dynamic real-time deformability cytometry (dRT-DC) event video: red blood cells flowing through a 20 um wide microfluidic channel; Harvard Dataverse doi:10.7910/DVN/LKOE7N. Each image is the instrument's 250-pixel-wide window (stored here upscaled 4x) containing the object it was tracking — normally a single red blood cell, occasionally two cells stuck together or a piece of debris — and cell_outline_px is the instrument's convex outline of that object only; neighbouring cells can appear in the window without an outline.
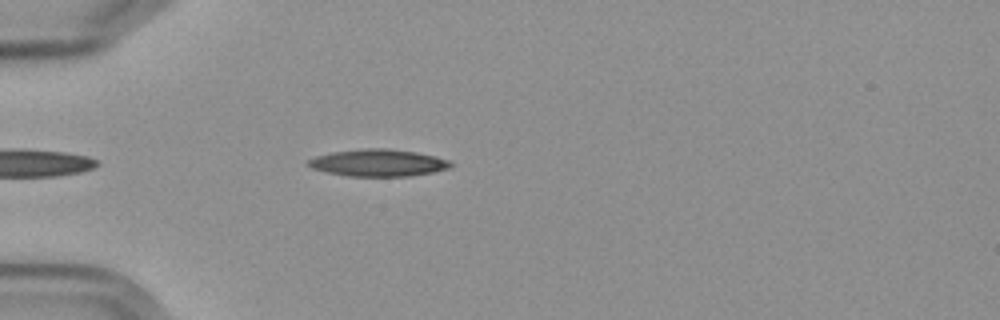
{"species": "Egyptian fruit bat (a non-hibernating species)", "species_latin": "Rousettus aegyptiacus", "temperature_condition": "cold", "stored_images_in_passage": 42, "camera_frame_rate_fps": 3000, "um_per_image_px": 0.085, "frame": {"image": 1, "passage_image": 5, "time_ms": 1.333, "image_size_px": [1000, 320], "cell_outline_px": [[452, 164], [448, 168], [432, 172], [408, 176], [348, 176], [328, 172], [312, 168], [308, 164], [308, 160], [316, 156], [332, 152], [368, 148], [388, 148], [416, 152], [436, 156], [448, 160]], "centroid_in_image_um": [32.15, 13.83], "position_along_channel_um": 52.8, "area_um2": 22.2}}
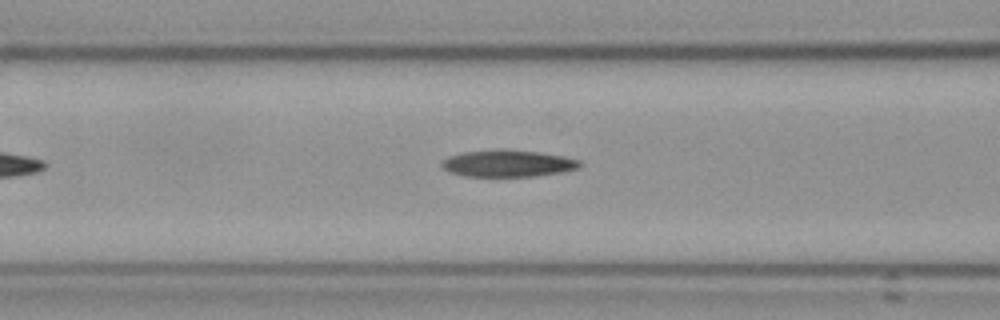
{"frame": {"image": 2, "passage_image": 12, "time_ms": 3.667, "image_size_px": [1000, 320], "cell_outline_px": [[584, 164], [580, 168], [560, 172], [532, 176], [464, 176], [448, 172], [440, 164], [440, 160], [448, 156], [460, 152], [500, 148], [536, 152], [560, 156], [580, 160]], "centroid_in_image_um": [43.1, 13.88], "position_along_channel_um": 123.5, "area_um2": 21.79}}
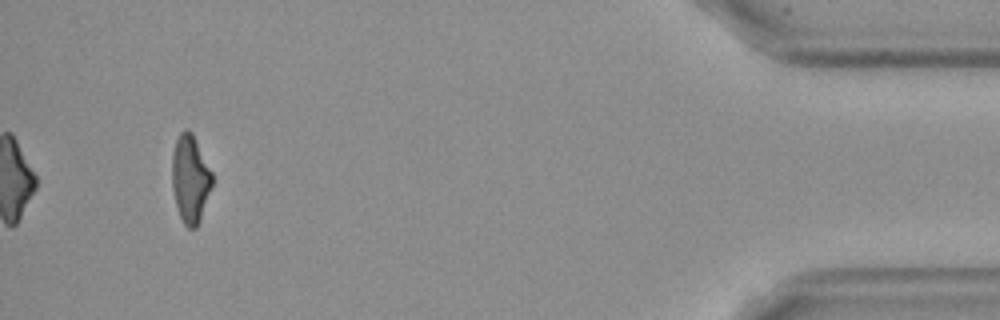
{"frame": {"image": 3, "passage_image": 42, "time_ms": 13.667, "image_size_px": [1000, 320], "cell_outline_px": [[212, 184], [200, 220], [196, 228], [188, 228], [184, 224], [180, 216], [176, 204], [172, 188], [172, 156], [176, 140], [180, 132], [184, 128], [188, 128], [192, 132], [212, 172]], "centroid_in_image_um": [16.16, 15.18], "position_along_channel_um": 419.0, "area_um2": 20.4}, "authors_computed_cell_mechanics": {"area_um2": 21.4438, "velocity_mm_per_s": 3.6047, "shape_relaxation_time_tau1_ms": 9.7039, "shape_relaxation_time_tau2_ms": 7.5066, "deformation_change_tau1": 0.2632, "deformation_change_tau2": 0.1885}}